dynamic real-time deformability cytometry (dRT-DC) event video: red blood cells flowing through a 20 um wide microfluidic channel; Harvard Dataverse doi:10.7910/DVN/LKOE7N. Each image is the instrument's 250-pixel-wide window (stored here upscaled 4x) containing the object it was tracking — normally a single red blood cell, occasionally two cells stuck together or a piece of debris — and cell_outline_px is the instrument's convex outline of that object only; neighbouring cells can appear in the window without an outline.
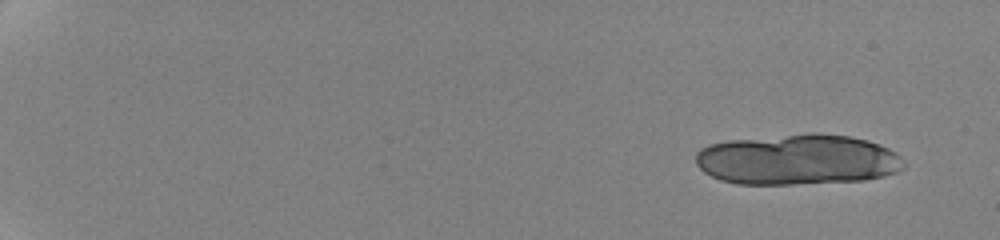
{"species": "human", "species_latin": "Homo sapiens", "temperature_condition": "cold", "stored_images_in_passage": 9, "camera_frame_rate_fps": 3000, "um_per_image_px": 0.085, "donor": {"sex": "female"}, "frame": {"image": 1, "passage_image": 1, "time_ms": 0.0, "image_size_px": [1000, 240], "cell_outline_px": [[904, 168], [896, 172], [884, 176], [864, 180], [792, 184], [736, 184], [720, 180], [704, 172], [696, 164], [696, 152], [700, 148], [708, 144], [728, 140], [812, 132], [816, 132], [848, 136], [868, 140], [880, 144], [896, 152], [904, 160]], "centroid_in_image_um": [67.79, 13.56], "position_along_channel_um": 17.2, "area_um2": 61.85}}
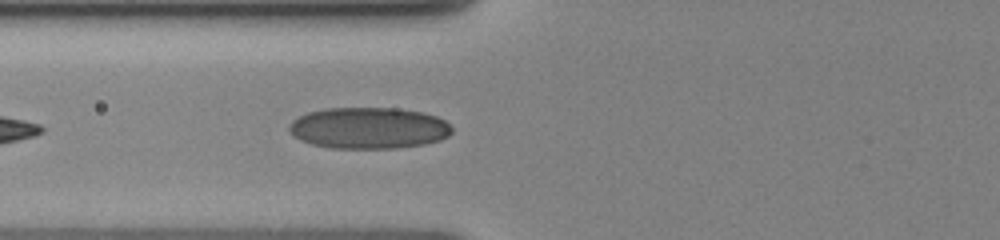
{"frame": {"image": 2, "passage_image": 9, "time_ms": 7.667, "image_size_px": [1000, 240], "cell_outline_px": [[452, 132], [448, 136], [440, 140], [424, 144], [396, 148], [332, 148], [312, 144], [300, 140], [292, 136], [288, 132], [288, 124], [292, 120], [308, 112], [324, 108], [396, 108], [424, 112], [436, 116], [444, 120], [452, 128]], "centroid_in_image_um": [31.31, 10.88], "position_along_channel_um": 94.5, "area_um2": 39.54}}